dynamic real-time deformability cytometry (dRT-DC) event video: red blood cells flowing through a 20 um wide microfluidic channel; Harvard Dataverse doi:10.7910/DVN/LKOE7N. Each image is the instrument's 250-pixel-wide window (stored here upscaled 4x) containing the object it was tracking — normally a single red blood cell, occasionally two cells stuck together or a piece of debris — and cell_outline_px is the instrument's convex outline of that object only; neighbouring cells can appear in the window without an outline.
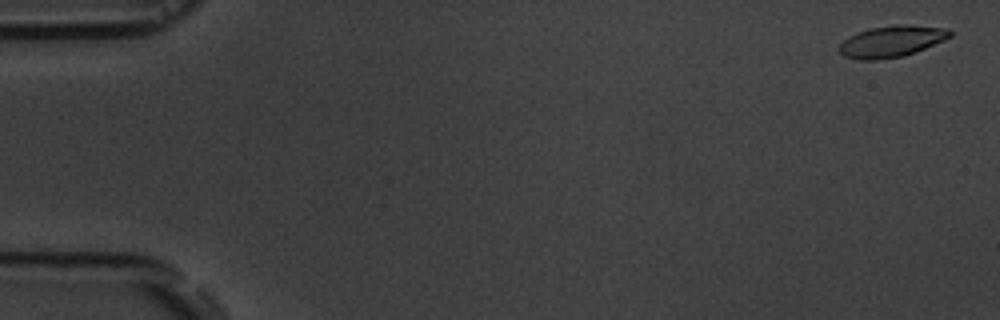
{"species": "common noctule bat (a hibernating species)", "species_latin": "Nyctalus noctula", "temperature_condition": "room temperature", "stored_images_in_passage": 4, "camera_frame_rate_fps": 3000, "um_per_image_px": 0.085, "animal": {"sex": "male", "body_mass_g": 19.5, "forearm_length_mm": 54.6}, "frame": {"image": 1, "passage_image": 1, "time_ms": 0.0, "image_size_px": [1000, 320], "cell_outline_px": [[952, 36], [944, 40], [916, 52], [904, 56], [876, 60], [860, 60], [844, 56], [836, 48], [848, 36], [856, 32], [872, 28], [896, 24], [948, 28], [952, 32]], "centroid_in_image_um": [75.76, 3.52], "position_along_channel_um": 9.2, "area_um2": 20.35}}
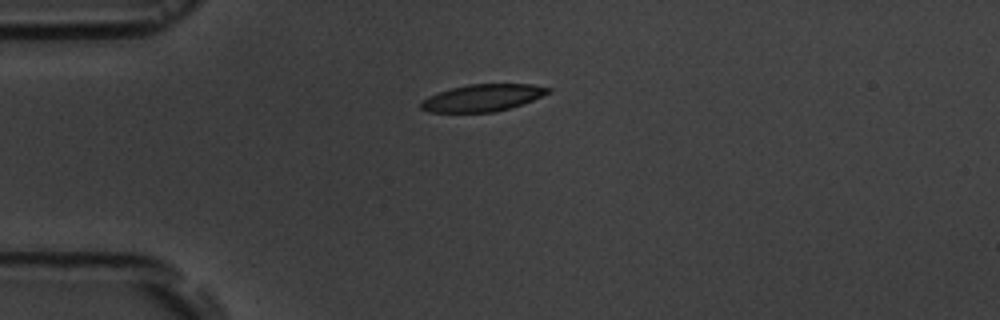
{"frame": {"image": 2, "passage_image": 4, "time_ms": 4.333, "image_size_px": [1000, 320], "cell_outline_px": [[552, 92], [532, 100], [496, 112], [428, 112], [420, 108], [420, 100], [428, 96], [452, 88], [468, 84], [532, 84], [552, 88]], "centroid_in_image_um": [41.01, 8.31], "position_along_channel_um": 44.0, "area_um2": 20.0}}